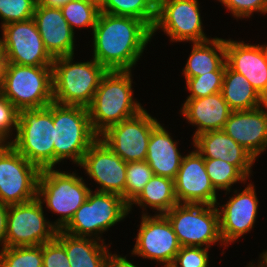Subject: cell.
Listing matches in <instances>:
<instances>
[{"instance_id": "cell-6", "label": "cell", "mask_w": 267, "mask_h": 267, "mask_svg": "<svg viewBox=\"0 0 267 267\" xmlns=\"http://www.w3.org/2000/svg\"><path fill=\"white\" fill-rule=\"evenodd\" d=\"M54 166L63 159L80 165L90 146L99 138L93 131L88 109L53 102Z\"/></svg>"}, {"instance_id": "cell-2", "label": "cell", "mask_w": 267, "mask_h": 267, "mask_svg": "<svg viewBox=\"0 0 267 267\" xmlns=\"http://www.w3.org/2000/svg\"><path fill=\"white\" fill-rule=\"evenodd\" d=\"M131 75V70H111L102 77L87 107L92 129L98 136L143 110L141 104L133 100Z\"/></svg>"}, {"instance_id": "cell-9", "label": "cell", "mask_w": 267, "mask_h": 267, "mask_svg": "<svg viewBox=\"0 0 267 267\" xmlns=\"http://www.w3.org/2000/svg\"><path fill=\"white\" fill-rule=\"evenodd\" d=\"M216 206L178 203L164 214L181 247H203L205 245V248H208L218 241L223 245Z\"/></svg>"}, {"instance_id": "cell-24", "label": "cell", "mask_w": 267, "mask_h": 267, "mask_svg": "<svg viewBox=\"0 0 267 267\" xmlns=\"http://www.w3.org/2000/svg\"><path fill=\"white\" fill-rule=\"evenodd\" d=\"M184 156L168 131L159 123L151 132L145 161L154 175L175 179Z\"/></svg>"}, {"instance_id": "cell-12", "label": "cell", "mask_w": 267, "mask_h": 267, "mask_svg": "<svg viewBox=\"0 0 267 267\" xmlns=\"http://www.w3.org/2000/svg\"><path fill=\"white\" fill-rule=\"evenodd\" d=\"M1 28L4 63L52 66L54 58L46 50L33 18L11 22Z\"/></svg>"}, {"instance_id": "cell-20", "label": "cell", "mask_w": 267, "mask_h": 267, "mask_svg": "<svg viewBox=\"0 0 267 267\" xmlns=\"http://www.w3.org/2000/svg\"><path fill=\"white\" fill-rule=\"evenodd\" d=\"M226 64L247 78L267 101V62L261 45L225 40Z\"/></svg>"}, {"instance_id": "cell-30", "label": "cell", "mask_w": 267, "mask_h": 267, "mask_svg": "<svg viewBox=\"0 0 267 267\" xmlns=\"http://www.w3.org/2000/svg\"><path fill=\"white\" fill-rule=\"evenodd\" d=\"M63 16L72 30L96 25L100 13L99 0H72L61 7Z\"/></svg>"}, {"instance_id": "cell-35", "label": "cell", "mask_w": 267, "mask_h": 267, "mask_svg": "<svg viewBox=\"0 0 267 267\" xmlns=\"http://www.w3.org/2000/svg\"><path fill=\"white\" fill-rule=\"evenodd\" d=\"M37 0H0V18L4 26L33 18Z\"/></svg>"}, {"instance_id": "cell-28", "label": "cell", "mask_w": 267, "mask_h": 267, "mask_svg": "<svg viewBox=\"0 0 267 267\" xmlns=\"http://www.w3.org/2000/svg\"><path fill=\"white\" fill-rule=\"evenodd\" d=\"M133 204H138L140 207L148 205L155 209L158 214H165L171 208L178 204L175 196L174 180L168 177L154 175L144 186L143 191L129 205V212Z\"/></svg>"}, {"instance_id": "cell-25", "label": "cell", "mask_w": 267, "mask_h": 267, "mask_svg": "<svg viewBox=\"0 0 267 267\" xmlns=\"http://www.w3.org/2000/svg\"><path fill=\"white\" fill-rule=\"evenodd\" d=\"M55 238L65 247L70 267H106L109 249L104 242L73 236L62 230H57Z\"/></svg>"}, {"instance_id": "cell-1", "label": "cell", "mask_w": 267, "mask_h": 267, "mask_svg": "<svg viewBox=\"0 0 267 267\" xmlns=\"http://www.w3.org/2000/svg\"><path fill=\"white\" fill-rule=\"evenodd\" d=\"M152 37L142 20L100 12L93 28V58L108 71L131 70Z\"/></svg>"}, {"instance_id": "cell-33", "label": "cell", "mask_w": 267, "mask_h": 267, "mask_svg": "<svg viewBox=\"0 0 267 267\" xmlns=\"http://www.w3.org/2000/svg\"><path fill=\"white\" fill-rule=\"evenodd\" d=\"M153 176L154 172L145 160L127 163L125 201L128 205L138 197Z\"/></svg>"}, {"instance_id": "cell-7", "label": "cell", "mask_w": 267, "mask_h": 267, "mask_svg": "<svg viewBox=\"0 0 267 267\" xmlns=\"http://www.w3.org/2000/svg\"><path fill=\"white\" fill-rule=\"evenodd\" d=\"M90 191L83 177L76 176L75 173L61 172L54 168L40 172L37 197L42 204L46 203L49 210L61 215L53 224L57 230H62L70 222Z\"/></svg>"}, {"instance_id": "cell-16", "label": "cell", "mask_w": 267, "mask_h": 267, "mask_svg": "<svg viewBox=\"0 0 267 267\" xmlns=\"http://www.w3.org/2000/svg\"><path fill=\"white\" fill-rule=\"evenodd\" d=\"M82 166L86 173L101 186L97 192L115 193L125 200L127 163L98 138L83 156Z\"/></svg>"}, {"instance_id": "cell-8", "label": "cell", "mask_w": 267, "mask_h": 267, "mask_svg": "<svg viewBox=\"0 0 267 267\" xmlns=\"http://www.w3.org/2000/svg\"><path fill=\"white\" fill-rule=\"evenodd\" d=\"M88 193L86 201L74 213L62 231L78 237H93L100 240L99 233L123 220L129 214V205L122 196L115 193Z\"/></svg>"}, {"instance_id": "cell-41", "label": "cell", "mask_w": 267, "mask_h": 267, "mask_svg": "<svg viewBox=\"0 0 267 267\" xmlns=\"http://www.w3.org/2000/svg\"><path fill=\"white\" fill-rule=\"evenodd\" d=\"M106 267H137L130 261H128L125 257H122L117 254H111L109 253L107 262H106Z\"/></svg>"}, {"instance_id": "cell-46", "label": "cell", "mask_w": 267, "mask_h": 267, "mask_svg": "<svg viewBox=\"0 0 267 267\" xmlns=\"http://www.w3.org/2000/svg\"><path fill=\"white\" fill-rule=\"evenodd\" d=\"M248 267H255V266H254V264L252 265V263H251V265H249ZM257 267H260V266L258 265Z\"/></svg>"}, {"instance_id": "cell-19", "label": "cell", "mask_w": 267, "mask_h": 267, "mask_svg": "<svg viewBox=\"0 0 267 267\" xmlns=\"http://www.w3.org/2000/svg\"><path fill=\"white\" fill-rule=\"evenodd\" d=\"M253 110L232 111L222 130L255 159L267 147V103Z\"/></svg>"}, {"instance_id": "cell-4", "label": "cell", "mask_w": 267, "mask_h": 267, "mask_svg": "<svg viewBox=\"0 0 267 267\" xmlns=\"http://www.w3.org/2000/svg\"><path fill=\"white\" fill-rule=\"evenodd\" d=\"M0 92L19 111L46 107L53 102L52 66L4 63Z\"/></svg>"}, {"instance_id": "cell-17", "label": "cell", "mask_w": 267, "mask_h": 267, "mask_svg": "<svg viewBox=\"0 0 267 267\" xmlns=\"http://www.w3.org/2000/svg\"><path fill=\"white\" fill-rule=\"evenodd\" d=\"M175 196L179 204L217 203V193L207 174L204 158L197 150L184 156L174 179Z\"/></svg>"}, {"instance_id": "cell-44", "label": "cell", "mask_w": 267, "mask_h": 267, "mask_svg": "<svg viewBox=\"0 0 267 267\" xmlns=\"http://www.w3.org/2000/svg\"><path fill=\"white\" fill-rule=\"evenodd\" d=\"M4 66V54H3V47H2V40L0 38V75Z\"/></svg>"}, {"instance_id": "cell-40", "label": "cell", "mask_w": 267, "mask_h": 267, "mask_svg": "<svg viewBox=\"0 0 267 267\" xmlns=\"http://www.w3.org/2000/svg\"><path fill=\"white\" fill-rule=\"evenodd\" d=\"M9 206L0 202V245L2 249L6 247V232H7V215Z\"/></svg>"}, {"instance_id": "cell-31", "label": "cell", "mask_w": 267, "mask_h": 267, "mask_svg": "<svg viewBox=\"0 0 267 267\" xmlns=\"http://www.w3.org/2000/svg\"><path fill=\"white\" fill-rule=\"evenodd\" d=\"M204 163L215 190L223 189L230 192L234 183L247 180V177L235 165L222 159L204 158Z\"/></svg>"}, {"instance_id": "cell-29", "label": "cell", "mask_w": 267, "mask_h": 267, "mask_svg": "<svg viewBox=\"0 0 267 267\" xmlns=\"http://www.w3.org/2000/svg\"><path fill=\"white\" fill-rule=\"evenodd\" d=\"M100 12L133 17L144 21L151 29L157 14V0H99Z\"/></svg>"}, {"instance_id": "cell-37", "label": "cell", "mask_w": 267, "mask_h": 267, "mask_svg": "<svg viewBox=\"0 0 267 267\" xmlns=\"http://www.w3.org/2000/svg\"><path fill=\"white\" fill-rule=\"evenodd\" d=\"M205 247L183 246L170 267H208L209 255Z\"/></svg>"}, {"instance_id": "cell-32", "label": "cell", "mask_w": 267, "mask_h": 267, "mask_svg": "<svg viewBox=\"0 0 267 267\" xmlns=\"http://www.w3.org/2000/svg\"><path fill=\"white\" fill-rule=\"evenodd\" d=\"M0 267H43L42 245L1 249Z\"/></svg>"}, {"instance_id": "cell-3", "label": "cell", "mask_w": 267, "mask_h": 267, "mask_svg": "<svg viewBox=\"0 0 267 267\" xmlns=\"http://www.w3.org/2000/svg\"><path fill=\"white\" fill-rule=\"evenodd\" d=\"M73 56L53 60V102L87 108L108 70L94 58L89 62L73 63Z\"/></svg>"}, {"instance_id": "cell-22", "label": "cell", "mask_w": 267, "mask_h": 267, "mask_svg": "<svg viewBox=\"0 0 267 267\" xmlns=\"http://www.w3.org/2000/svg\"><path fill=\"white\" fill-rule=\"evenodd\" d=\"M194 147L203 158L222 159L235 165L247 178L256 160L224 130L209 131L193 137Z\"/></svg>"}, {"instance_id": "cell-13", "label": "cell", "mask_w": 267, "mask_h": 267, "mask_svg": "<svg viewBox=\"0 0 267 267\" xmlns=\"http://www.w3.org/2000/svg\"><path fill=\"white\" fill-rule=\"evenodd\" d=\"M158 124L143 109L136 116L110 126L99 138L126 163L144 161L151 132Z\"/></svg>"}, {"instance_id": "cell-23", "label": "cell", "mask_w": 267, "mask_h": 267, "mask_svg": "<svg viewBox=\"0 0 267 267\" xmlns=\"http://www.w3.org/2000/svg\"><path fill=\"white\" fill-rule=\"evenodd\" d=\"M232 111L221 92L202 98L186 99L181 109L185 119L198 126L193 137L222 130Z\"/></svg>"}, {"instance_id": "cell-36", "label": "cell", "mask_w": 267, "mask_h": 267, "mask_svg": "<svg viewBox=\"0 0 267 267\" xmlns=\"http://www.w3.org/2000/svg\"><path fill=\"white\" fill-rule=\"evenodd\" d=\"M19 114L20 111L0 92V144H9L6 140L13 127L17 131Z\"/></svg>"}, {"instance_id": "cell-39", "label": "cell", "mask_w": 267, "mask_h": 267, "mask_svg": "<svg viewBox=\"0 0 267 267\" xmlns=\"http://www.w3.org/2000/svg\"><path fill=\"white\" fill-rule=\"evenodd\" d=\"M237 18L250 17L253 12L267 13V0H219Z\"/></svg>"}, {"instance_id": "cell-43", "label": "cell", "mask_w": 267, "mask_h": 267, "mask_svg": "<svg viewBox=\"0 0 267 267\" xmlns=\"http://www.w3.org/2000/svg\"><path fill=\"white\" fill-rule=\"evenodd\" d=\"M260 262L258 263V265L260 267H267V250L265 252H263L261 255H260Z\"/></svg>"}, {"instance_id": "cell-38", "label": "cell", "mask_w": 267, "mask_h": 267, "mask_svg": "<svg viewBox=\"0 0 267 267\" xmlns=\"http://www.w3.org/2000/svg\"><path fill=\"white\" fill-rule=\"evenodd\" d=\"M43 267H70L65 247L54 238L42 244Z\"/></svg>"}, {"instance_id": "cell-42", "label": "cell", "mask_w": 267, "mask_h": 267, "mask_svg": "<svg viewBox=\"0 0 267 267\" xmlns=\"http://www.w3.org/2000/svg\"><path fill=\"white\" fill-rule=\"evenodd\" d=\"M72 0H37V4L45 7L61 8Z\"/></svg>"}, {"instance_id": "cell-14", "label": "cell", "mask_w": 267, "mask_h": 267, "mask_svg": "<svg viewBox=\"0 0 267 267\" xmlns=\"http://www.w3.org/2000/svg\"><path fill=\"white\" fill-rule=\"evenodd\" d=\"M159 28L171 37L172 42L209 40L202 29L198 0H157L152 36Z\"/></svg>"}, {"instance_id": "cell-27", "label": "cell", "mask_w": 267, "mask_h": 267, "mask_svg": "<svg viewBox=\"0 0 267 267\" xmlns=\"http://www.w3.org/2000/svg\"><path fill=\"white\" fill-rule=\"evenodd\" d=\"M221 93L233 111L253 110L267 103L245 76L233 71L227 64Z\"/></svg>"}, {"instance_id": "cell-10", "label": "cell", "mask_w": 267, "mask_h": 267, "mask_svg": "<svg viewBox=\"0 0 267 267\" xmlns=\"http://www.w3.org/2000/svg\"><path fill=\"white\" fill-rule=\"evenodd\" d=\"M40 172L11 144H0V202L10 206L37 198Z\"/></svg>"}, {"instance_id": "cell-15", "label": "cell", "mask_w": 267, "mask_h": 267, "mask_svg": "<svg viewBox=\"0 0 267 267\" xmlns=\"http://www.w3.org/2000/svg\"><path fill=\"white\" fill-rule=\"evenodd\" d=\"M180 248L177 236L164 214H142L132 254L162 262L163 267H170Z\"/></svg>"}, {"instance_id": "cell-11", "label": "cell", "mask_w": 267, "mask_h": 267, "mask_svg": "<svg viewBox=\"0 0 267 267\" xmlns=\"http://www.w3.org/2000/svg\"><path fill=\"white\" fill-rule=\"evenodd\" d=\"M39 198L10 205L7 215L6 247L37 246L52 241L57 229L44 217Z\"/></svg>"}, {"instance_id": "cell-21", "label": "cell", "mask_w": 267, "mask_h": 267, "mask_svg": "<svg viewBox=\"0 0 267 267\" xmlns=\"http://www.w3.org/2000/svg\"><path fill=\"white\" fill-rule=\"evenodd\" d=\"M33 19L48 53L53 57L74 55V31L61 8L36 5Z\"/></svg>"}, {"instance_id": "cell-18", "label": "cell", "mask_w": 267, "mask_h": 267, "mask_svg": "<svg viewBox=\"0 0 267 267\" xmlns=\"http://www.w3.org/2000/svg\"><path fill=\"white\" fill-rule=\"evenodd\" d=\"M234 192L236 195L230 197L221 210L217 208L220 235L225 246L249 232L257 217L259 201L253 184H248L239 194Z\"/></svg>"}, {"instance_id": "cell-5", "label": "cell", "mask_w": 267, "mask_h": 267, "mask_svg": "<svg viewBox=\"0 0 267 267\" xmlns=\"http://www.w3.org/2000/svg\"><path fill=\"white\" fill-rule=\"evenodd\" d=\"M53 102L43 108L22 109L15 138L10 142L40 170L54 168Z\"/></svg>"}, {"instance_id": "cell-26", "label": "cell", "mask_w": 267, "mask_h": 267, "mask_svg": "<svg viewBox=\"0 0 267 267\" xmlns=\"http://www.w3.org/2000/svg\"><path fill=\"white\" fill-rule=\"evenodd\" d=\"M225 69V40L213 38L193 43L183 73L185 78H192L212 71H225Z\"/></svg>"}, {"instance_id": "cell-45", "label": "cell", "mask_w": 267, "mask_h": 267, "mask_svg": "<svg viewBox=\"0 0 267 267\" xmlns=\"http://www.w3.org/2000/svg\"><path fill=\"white\" fill-rule=\"evenodd\" d=\"M261 47H262V50H263V54H264V56H265V59H266V62H267V45H261Z\"/></svg>"}, {"instance_id": "cell-34", "label": "cell", "mask_w": 267, "mask_h": 267, "mask_svg": "<svg viewBox=\"0 0 267 267\" xmlns=\"http://www.w3.org/2000/svg\"><path fill=\"white\" fill-rule=\"evenodd\" d=\"M225 71H212L206 74L186 78L187 89L191 94L187 99L202 98L222 90Z\"/></svg>"}]
</instances>
